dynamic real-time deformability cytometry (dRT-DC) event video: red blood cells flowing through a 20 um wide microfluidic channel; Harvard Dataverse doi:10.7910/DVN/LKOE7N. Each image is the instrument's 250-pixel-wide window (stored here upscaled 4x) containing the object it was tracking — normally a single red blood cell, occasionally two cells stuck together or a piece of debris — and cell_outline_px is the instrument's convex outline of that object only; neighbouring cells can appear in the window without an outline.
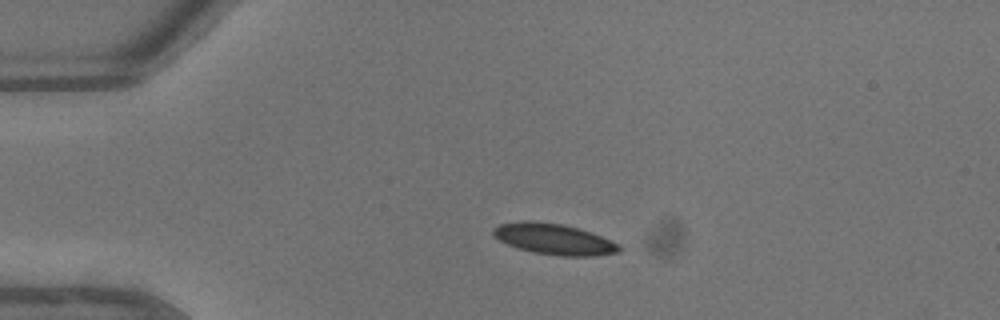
{"species": "common noctule bat (a hibernating species)", "species_latin": "Nyctalus noctula", "temperature_condition": "warm", "stored_images_in_passage": 35, "camera_frame_rate_fps": 3000, "um_per_image_px": 0.085, "animal": {"sex": "male", "body_mass_g": 13.3}, "frame": {"image": 1, "passage_image": 1, "time_ms": 0.0, "image_size_px": [1000, 320], "cell_outline_px": [[620, 252], [592, 256], [564, 256], [532, 252], [508, 244], [500, 240], [492, 232], [492, 228], [500, 224], [524, 220], [532, 220], [564, 224], [600, 236], [620, 244]], "centroid_in_image_um": [47.08, 20.31], "position_along_channel_um": 37.9, "area_um2": 22.43}}
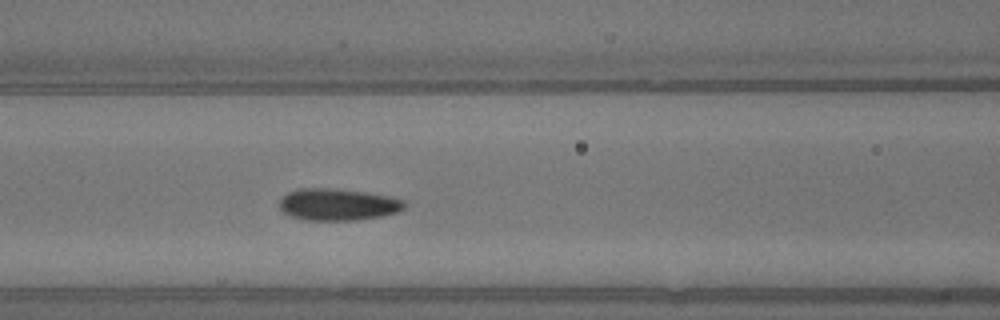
{"frame": {"image": 2, "passage_image": 10, "time_ms": 3.0, "image_size_px": [1000, 320], "cell_outline_px": [[404, 208], [396, 212], [380, 216], [356, 220], [308, 220], [292, 216], [284, 212], [280, 208], [280, 200], [288, 192], [296, 188], [336, 188], [368, 192], [388, 196], [404, 200]], "centroid_in_image_um": [28.71, 17.36], "position_along_channel_um": 137.9, "area_um2": 23.12}}
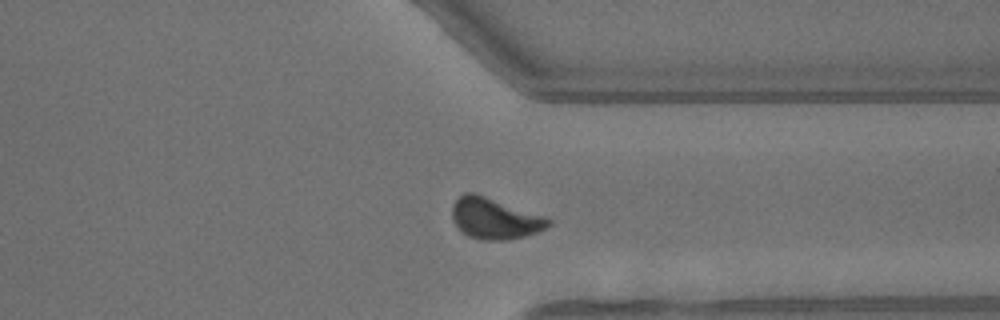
{"frame": {"image": 3, "passage_image": 25, "time_ms": 8.0, "image_size_px": [1000, 320], "cell_outline_px": [[552, 224], [536, 232], [524, 236], [504, 240], [480, 240], [468, 236], [460, 232], [452, 220], [452, 204], [464, 192], [472, 192], [544, 216], [552, 220]], "centroid_in_image_um": [42.0, 18.58], "position_along_channel_um": 369.4, "area_um2": 22.89}, "authors_computed_cell_mechanics": {"area_um2": 22.4842, "velocity_mm_per_s": 4.6487, "shape_relaxation_time_tau1_ms": 2.5827, "shape_relaxation_time_tau2_ms": 1.0748, "deformation_change_tau1": 0.1001, "deformation_change_tau2": 0.0453}}